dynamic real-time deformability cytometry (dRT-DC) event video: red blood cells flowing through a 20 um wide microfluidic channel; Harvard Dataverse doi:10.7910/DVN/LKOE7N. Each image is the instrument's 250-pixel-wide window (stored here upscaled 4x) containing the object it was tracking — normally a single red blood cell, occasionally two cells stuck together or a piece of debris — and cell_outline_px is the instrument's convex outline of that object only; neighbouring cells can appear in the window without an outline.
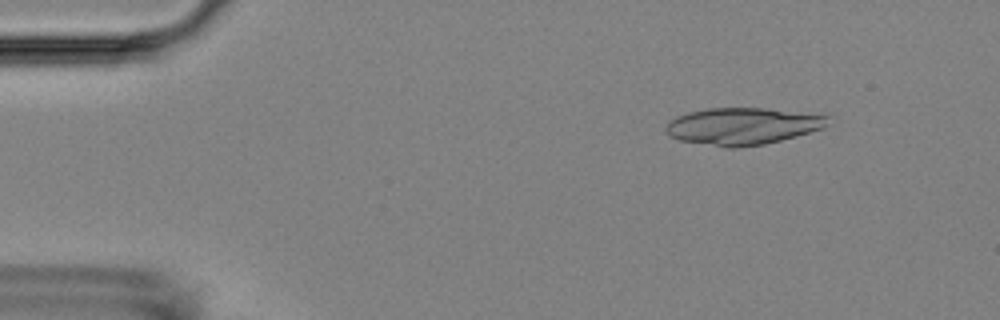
{"species": "Egyptian fruit bat (a non-hibernating species)", "species_latin": "Rousettus aegyptiacus", "temperature_condition": "room temperature", "stored_images_in_passage": 5, "camera_frame_rate_fps": 3000, "um_per_image_px": 0.085, "animal": {"sex": "female"}, "frame": {"image": 1, "passage_image": 1, "time_ms": 0.0, "image_size_px": [1000, 320], "cell_outline_px": [[832, 116], [824, 128], [796, 136], [764, 144], [736, 148], [728, 148], [680, 140], [668, 136], [664, 132], [664, 128], [676, 116], [688, 112], [708, 108], [764, 108], [824, 112]], "centroid_in_image_um": [63.22, 10.7], "position_along_channel_um": 21.8, "area_um2": 35.66}}